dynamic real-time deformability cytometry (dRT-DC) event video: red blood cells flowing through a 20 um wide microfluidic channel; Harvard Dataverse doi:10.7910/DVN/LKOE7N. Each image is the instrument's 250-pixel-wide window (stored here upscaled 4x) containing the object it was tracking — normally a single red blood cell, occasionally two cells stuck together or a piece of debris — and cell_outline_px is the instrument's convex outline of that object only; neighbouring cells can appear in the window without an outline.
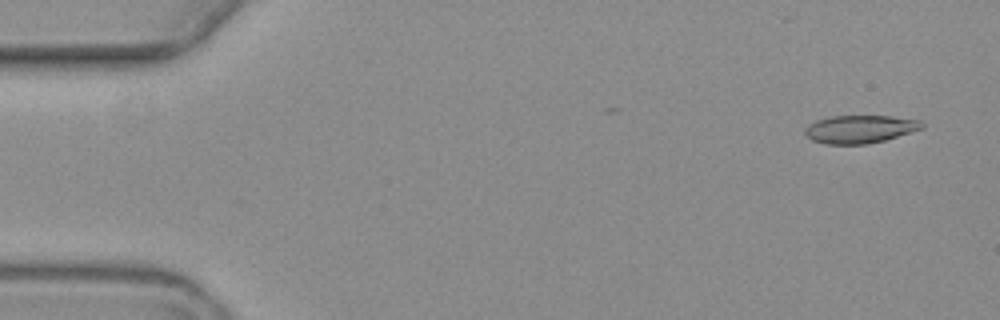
{"species": "common noctule bat (a hibernating species)", "species_latin": "Nyctalus noctula", "temperature_condition": "warm", "stored_images_in_passage": 4, "camera_frame_rate_fps": 3000, "um_per_image_px": 0.085, "animal": {"sex": "female", "body_mass_g": 19.3, "forearm_length_mm": 54.1}, "frame": {"image": 1, "passage_image": 1, "time_ms": 0.0, "image_size_px": [1000, 320], "cell_outline_px": [[924, 128], [884, 140], [868, 144], [824, 144], [812, 140], [804, 132], [804, 128], [808, 124], [816, 120], [832, 116], [892, 116], [920, 120], [924, 124]], "centroid_in_image_um": [73.08, 10.97], "position_along_channel_um": 11.9, "area_um2": 19.07}}
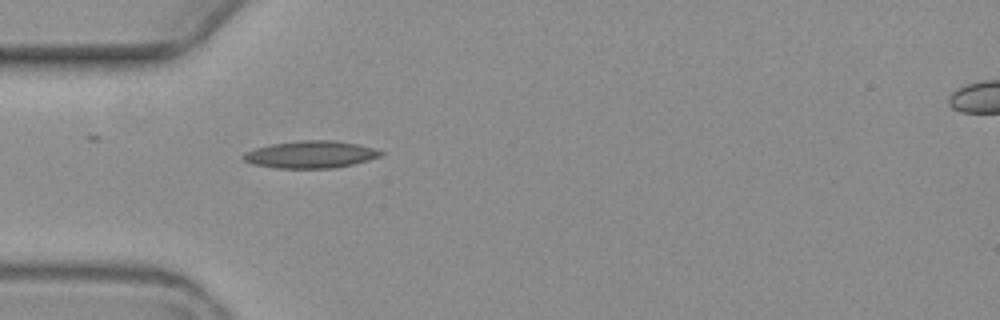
{"frame": {"image": 2, "passage_image": 4, "time_ms": 4.667, "image_size_px": [1000, 320], "cell_outline_px": [[384, 152], [380, 156], [368, 160], [352, 164], [332, 168], [276, 168], [252, 164], [244, 160], [240, 156], [244, 152], [256, 148], [272, 144], [300, 140], [336, 140], [376, 148]], "centroid_in_image_um": [26.39, 13.13], "position_along_channel_um": 58.6, "area_um2": 21.79}}